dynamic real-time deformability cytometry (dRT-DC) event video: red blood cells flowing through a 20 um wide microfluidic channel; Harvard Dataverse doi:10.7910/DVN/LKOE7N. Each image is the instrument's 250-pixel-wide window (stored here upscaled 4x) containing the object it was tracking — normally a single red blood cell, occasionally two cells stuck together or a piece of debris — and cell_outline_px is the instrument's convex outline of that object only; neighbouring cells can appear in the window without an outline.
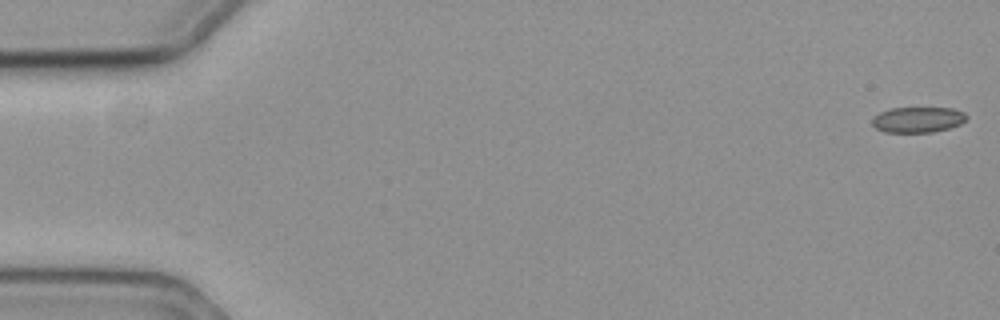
{"species": "common noctule bat (a hibernating species)", "species_latin": "Nyctalus noctula", "temperature_condition": "cold", "stored_images_in_passage": 19, "camera_frame_rate_fps": 3000, "um_per_image_px": 0.085, "animal": {"sex": "female", "body_mass_g": 19.3, "forearm_length_mm": 54.1}, "frame": {"image": 1, "passage_image": 1, "time_ms": 0.0, "image_size_px": [1000, 320], "cell_outline_px": [[968, 116], [960, 124], [948, 128], [932, 132], [884, 132], [876, 128], [872, 124], [872, 120], [880, 112], [892, 108], [952, 108], [964, 112]], "centroid_in_image_um": [78.02, 10.17], "position_along_channel_um": 7.0, "area_um2": 13.93}}
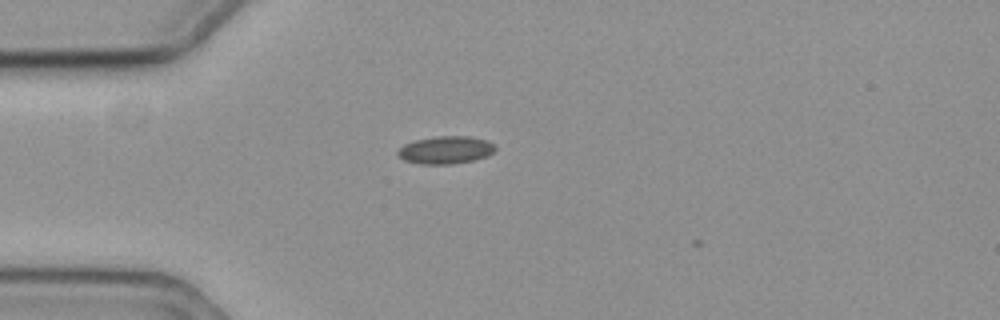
{"frame": {"image": 2, "passage_image": 16, "time_ms": 5.0, "image_size_px": [1000, 320], "cell_outline_px": [[496, 148], [488, 156], [476, 160], [452, 164], [420, 164], [404, 160], [396, 152], [404, 144], [416, 140], [436, 136], [468, 136], [488, 140]], "centroid_in_image_um": [37.9, 12.75], "position_along_channel_um": 47.1, "area_um2": 15.72}}